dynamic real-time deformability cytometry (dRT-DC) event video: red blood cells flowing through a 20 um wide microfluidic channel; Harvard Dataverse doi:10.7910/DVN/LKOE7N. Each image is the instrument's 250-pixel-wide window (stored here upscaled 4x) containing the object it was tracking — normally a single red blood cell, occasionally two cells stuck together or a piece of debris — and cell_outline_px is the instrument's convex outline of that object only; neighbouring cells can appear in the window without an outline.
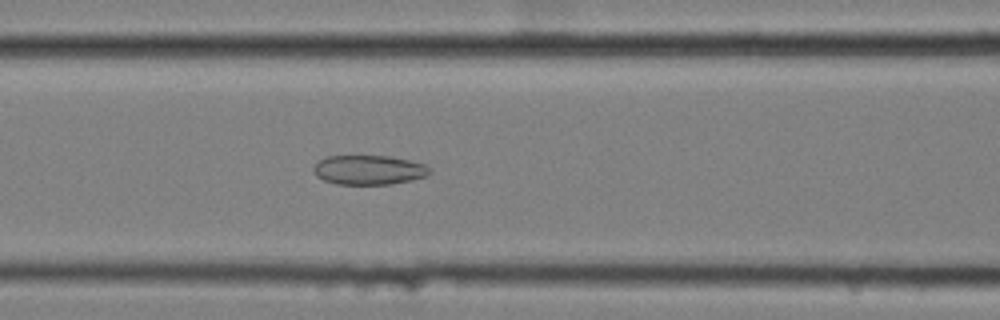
{"species": "common noctule bat (a hibernating species)", "species_latin": "Nyctalus noctula", "temperature_condition": "cold", "stored_images_in_passage": 59, "camera_frame_rate_fps": 3000, "um_per_image_px": 0.085, "animal": {"sex": "female", "body_mass_g": 25.1}, "frame": {"image": 1, "passage_image": 25, "time_ms": 8.0, "image_size_px": [1000, 320], "cell_outline_px": [[432, 172], [428, 176], [412, 180], [392, 184], [336, 184], [324, 180], [316, 176], [312, 168], [324, 156], [388, 156], [408, 160], [424, 164], [432, 168]], "centroid_in_image_um": [31.38, 14.45], "position_along_channel_um": 135.2, "area_um2": 20.06}}
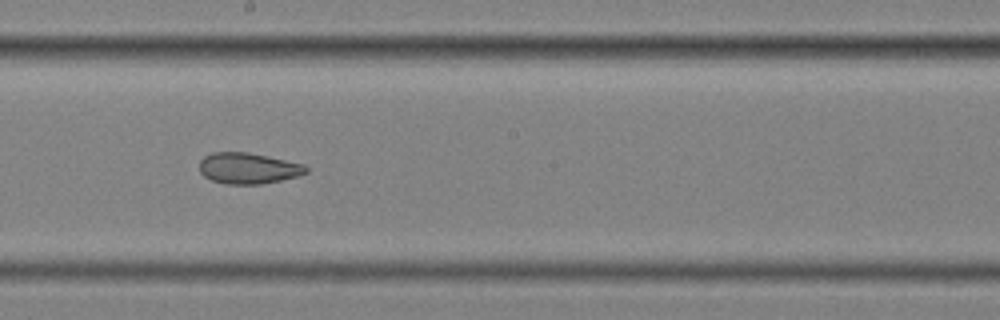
{"frame": {"image": 2, "passage_image": 33, "time_ms": 10.667, "image_size_px": [1000, 320], "cell_outline_px": [[308, 172], [296, 176], [280, 180], [260, 184], [228, 184], [212, 180], [204, 176], [200, 172], [200, 160], [204, 156], [212, 152], [248, 152], [304, 164], [308, 168]], "centroid_in_image_um": [21.08, 14.29], "position_along_channel_um": 227.1, "area_um2": 19.13}}
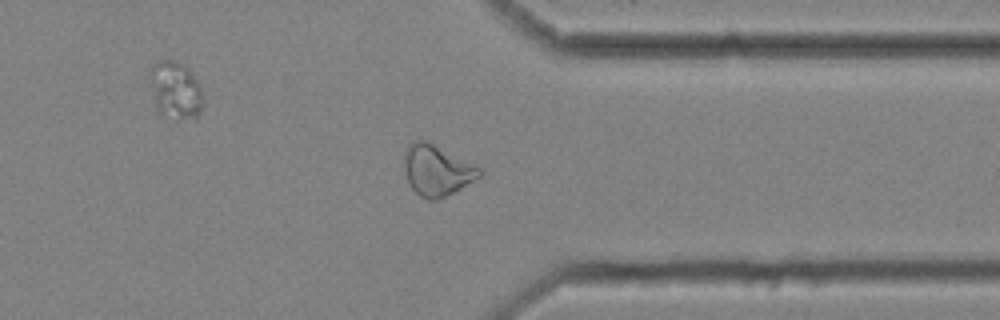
{"frame": {"image": 3, "passage_image": 46, "time_ms": 15.0, "image_size_px": [1000, 320], "cell_outline_px": [[480, 176], [460, 188], [436, 200], [428, 200], [420, 196], [412, 188], [408, 180], [404, 168], [404, 152], [408, 144], [416, 140], [428, 140], [480, 168]], "centroid_in_image_um": [37.08, 14.45], "position_along_channel_um": 374.3, "area_um2": 21.91}, "authors_computed_cell_mechanics": {"area_um2": 23.8714, "velocity_mm_per_s": 3.4541, "shape_relaxation_time_tau1_ms": null, "shape_relaxation_time_tau2_ms": 3.0692, "deformation_change_tau1": null, "deformation_change_tau2": 0.0931}}